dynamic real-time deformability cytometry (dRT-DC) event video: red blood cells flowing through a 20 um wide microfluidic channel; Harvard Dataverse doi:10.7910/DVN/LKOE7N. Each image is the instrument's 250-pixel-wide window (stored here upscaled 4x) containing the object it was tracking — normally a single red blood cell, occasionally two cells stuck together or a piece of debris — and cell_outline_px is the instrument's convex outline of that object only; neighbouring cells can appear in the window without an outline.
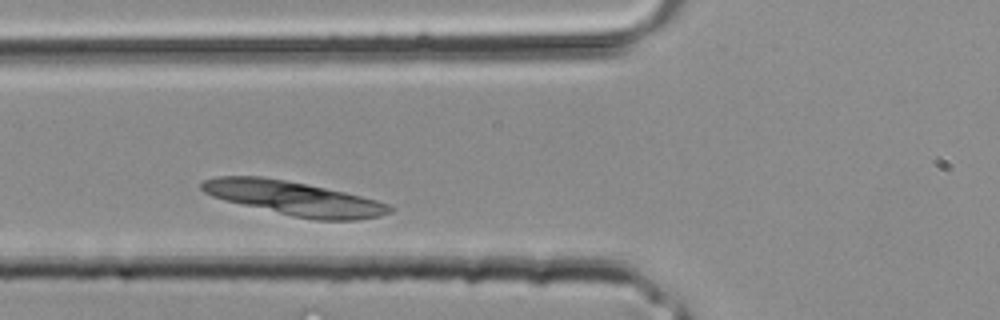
{"species": "common noctule bat (a hibernating species)", "species_latin": "Nyctalus noctula", "temperature_condition": "room temperature", "stored_images_in_passage": 31, "segment_of_instrument_passage": [1, 2], "camera_frame_rate_fps": 3000, "um_per_image_px": 0.085, "animal": {"sex": "male", "body_mass_g": 20.4}, "frame": {"image": 1, "passage_image": 7, "time_ms": 2.0, "image_size_px": [1000, 320], "cell_outline_px": [[396, 208], [392, 212], [380, 216], [356, 220], [316, 220], [292, 216], [224, 200], [212, 196], [204, 192], [200, 188], [200, 184], [204, 180], [216, 176], [260, 176], [284, 180], [344, 192], [376, 200], [388, 204]], "centroid_in_image_um": [24.99, 16.86], "position_along_channel_um": 100.8, "area_um2": 36.99}}
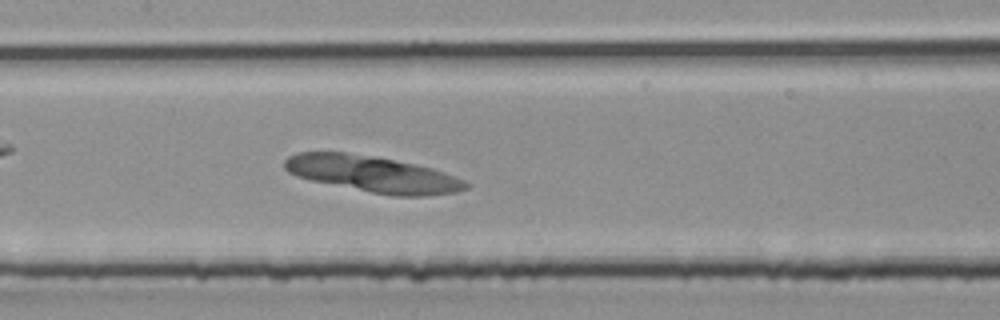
{"frame": {"image": 2, "passage_image": 11, "time_ms": 3.333, "image_size_px": [1000, 320], "cell_outline_px": [[472, 184], [468, 188], [456, 192], [428, 196], [392, 196], [312, 180], [296, 176], [288, 172], [284, 168], [284, 160], [288, 156], [296, 152], [344, 152], [372, 156], [396, 160], [416, 164], [432, 168], [444, 172], [464, 180]], "centroid_in_image_um": [31.71, 14.79], "position_along_channel_um": 175.7, "area_um2": 38.26}}
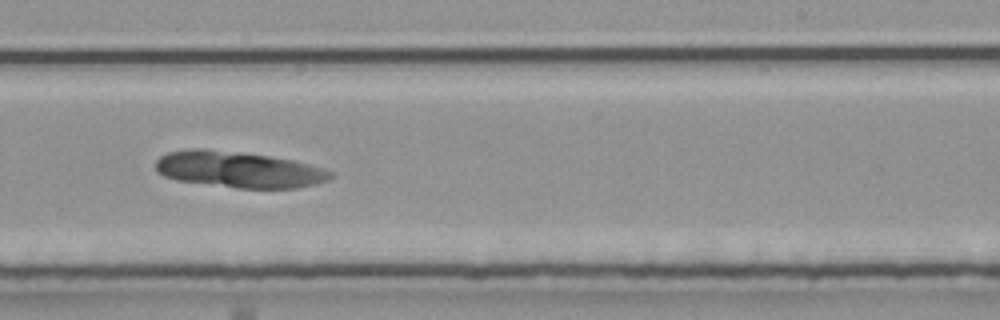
{"frame": {"image": 3, "passage_image": 16, "time_ms": 5.0, "image_size_px": [1000, 320], "cell_outline_px": [[332, 176], [328, 180], [316, 184], [296, 188], [236, 188], [176, 180], [164, 176], [156, 172], [156, 160], [160, 156], [168, 152], [192, 148], [204, 148], [240, 152], [268, 156], [292, 160], [324, 168], [332, 172]], "centroid_in_image_um": [20.26, 14.41], "position_along_channel_um": 268.7, "area_um2": 36.93}}